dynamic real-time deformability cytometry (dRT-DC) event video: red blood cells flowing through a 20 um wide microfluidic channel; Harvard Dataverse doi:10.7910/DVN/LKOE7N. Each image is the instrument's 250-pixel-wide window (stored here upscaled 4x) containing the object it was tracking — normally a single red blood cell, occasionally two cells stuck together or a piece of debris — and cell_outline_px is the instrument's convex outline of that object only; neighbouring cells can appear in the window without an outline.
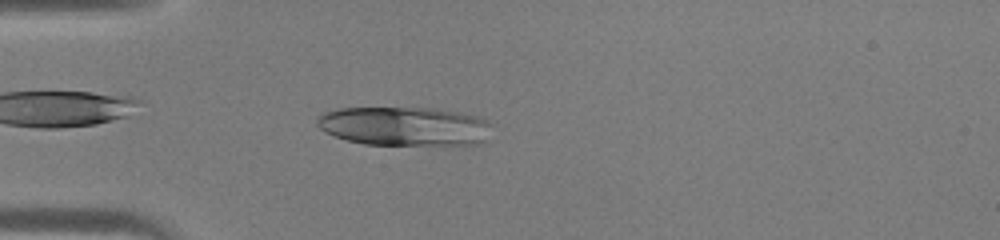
{"species": "human", "species_latin": "Homo sapiens", "temperature_condition": "warm", "stored_images_in_passage": 34, "camera_frame_rate_fps": 3000, "um_per_image_px": 0.085, "donor": {"sex": "male"}, "frame": {"image": 1, "passage_image": 3, "time_ms": 0.667, "image_size_px": [1000, 240], "cell_outline_px": [[492, 124], [488, 140], [480, 144], [364, 144], [348, 140], [324, 132], [316, 124], [316, 116], [320, 112], [336, 108], [436, 108], [480, 116], [488, 120]], "centroid_in_image_um": [34.39, 10.71], "position_along_channel_um": 50.6, "area_um2": 40.11}}
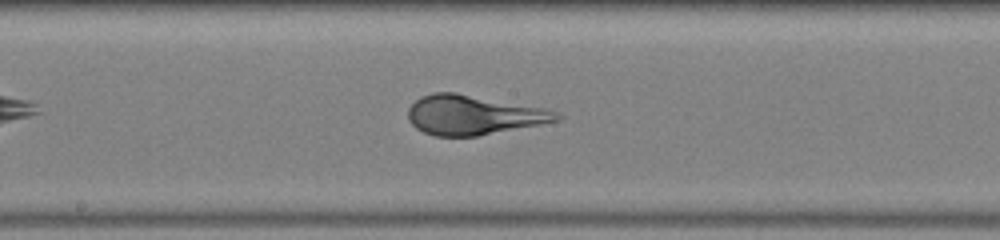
{"frame": {"image": 2, "passage_image": 14, "time_ms": 4.333, "image_size_px": [1000, 240], "cell_outline_px": [[564, 116], [560, 120], [540, 124], [476, 136], [436, 136], [424, 132], [416, 128], [408, 120], [408, 108], [420, 96], [432, 92], [456, 92], [548, 108], [560, 112]], "centroid_in_image_um": [40.27, 9.75], "position_along_channel_um": 207.9, "area_um2": 34.51}}
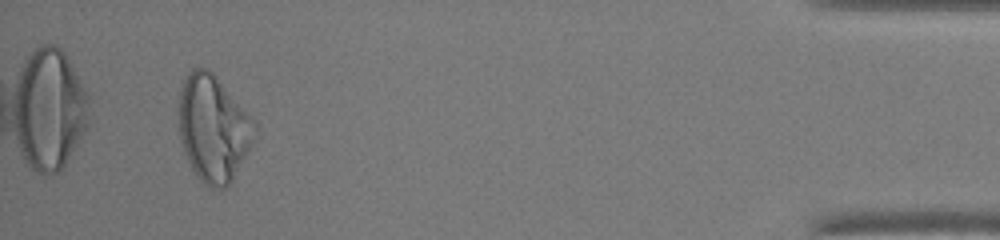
{"frame": {"image": 3, "passage_image": 32, "time_ms": 10.333, "image_size_px": [1000, 240], "cell_outline_px": [[256, 124], [248, 148], [232, 180], [224, 188], [208, 188], [196, 176], [184, 152], [180, 136], [176, 108], [180, 84], [184, 76], [192, 68], [204, 68], [212, 72], [216, 76], [256, 120]], "centroid_in_image_um": [18.06, 10.85], "position_along_channel_um": 417.1, "area_um2": 47.22}}